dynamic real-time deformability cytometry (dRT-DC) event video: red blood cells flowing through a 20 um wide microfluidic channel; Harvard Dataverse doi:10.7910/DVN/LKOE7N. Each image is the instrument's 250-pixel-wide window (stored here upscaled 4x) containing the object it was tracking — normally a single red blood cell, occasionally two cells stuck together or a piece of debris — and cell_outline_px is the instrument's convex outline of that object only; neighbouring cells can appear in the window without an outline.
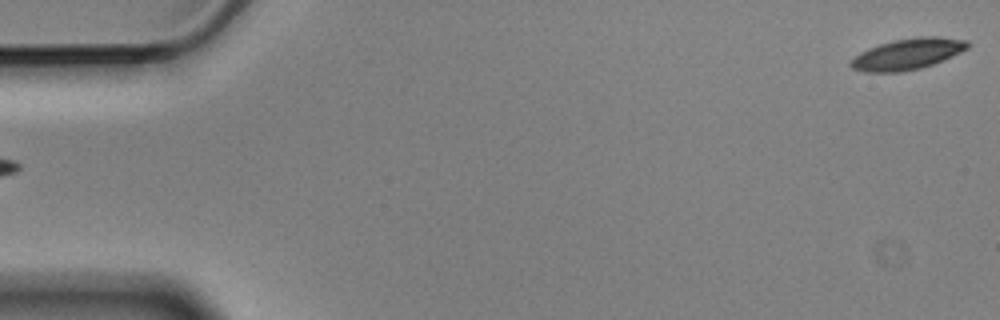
{"species": "Egyptian fruit bat (a non-hibernating species)", "species_latin": "Rousettus aegyptiacus", "temperature_condition": "cold", "stored_images_in_passage": 5, "segment_of_instrument_passage": [2, 2], "camera_frame_rate_fps": 3000, "um_per_image_px": 0.085, "animal": {"sex": "male"}, "frame": {"image": 1, "passage_image": 5, "time_ms": 1.333, "image_size_px": [1000, 320], "cell_outline_px": [[972, 44], [968, 48], [952, 56], [932, 64], [920, 68], [900, 72], [864, 72], [852, 68], [848, 64], [860, 52], [868, 48], [892, 40], [916, 36], [940, 36], [968, 40]], "centroid_in_image_um": [77.17, 4.57], "position_along_channel_um": 7.8, "area_um2": 21.27}}